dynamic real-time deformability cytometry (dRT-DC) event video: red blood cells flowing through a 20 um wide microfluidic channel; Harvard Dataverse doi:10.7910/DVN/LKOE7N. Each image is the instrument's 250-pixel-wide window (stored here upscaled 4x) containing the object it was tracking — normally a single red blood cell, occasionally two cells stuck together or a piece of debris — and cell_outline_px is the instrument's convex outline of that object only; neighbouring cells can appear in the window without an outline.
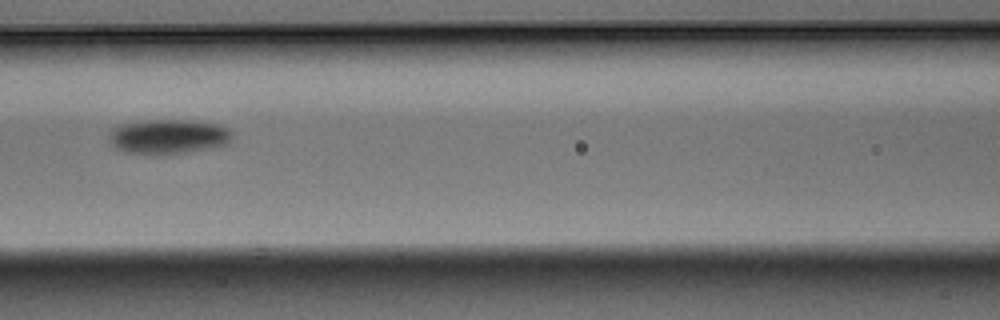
{"species": "Egyptian fruit bat (a non-hibernating species)", "species_latin": "Rousettus aegyptiacus", "temperature_condition": "warm", "stored_images_in_passage": 9, "camera_frame_rate_fps": 3000, "um_per_image_px": 0.085, "animal": {"sex": "male"}, "frame": {"image": 1, "passage_image": 6, "time_ms": 1.667, "image_size_px": [1000, 320], "cell_outline_px": [[232, 136], [228, 144], [208, 148], [184, 152], [152, 156], [124, 152], [116, 148], [108, 140], [112, 128], [120, 124], [144, 120], [184, 120], [220, 124], [228, 128], [232, 132]], "centroid_in_image_um": [14.27, 11.62], "position_along_channel_um": 152.3, "area_um2": 25.14}}
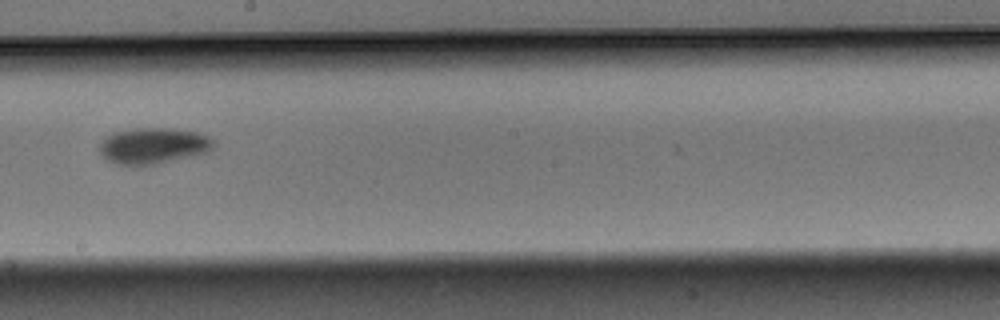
{"frame": {"image": 2, "passage_image": 8, "time_ms": 2.333, "image_size_px": [1000, 320], "cell_outline_px": [[216, 144], [208, 152], [192, 156], [156, 164], [116, 164], [108, 160], [96, 148], [108, 136], [116, 132], [136, 128], [168, 128], [196, 132], [208, 136], [216, 140]], "centroid_in_image_um": [13.07, 12.38], "position_along_channel_um": 235.1, "area_um2": 23.76}}
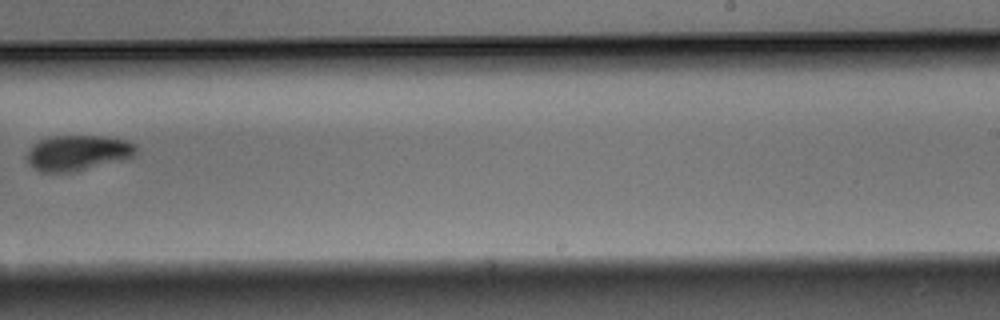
{"frame": {"image": 3, "passage_image": 9, "time_ms": 2.667, "image_size_px": [1000, 320], "cell_outline_px": [[136, 156], [68, 172], [40, 172], [28, 164], [28, 152], [32, 144], [40, 140], [52, 136], [104, 136], [124, 140], [132, 144], [136, 148]], "centroid_in_image_um": [6.56, 12.98], "position_along_channel_um": 282.4, "area_um2": 22.02}}